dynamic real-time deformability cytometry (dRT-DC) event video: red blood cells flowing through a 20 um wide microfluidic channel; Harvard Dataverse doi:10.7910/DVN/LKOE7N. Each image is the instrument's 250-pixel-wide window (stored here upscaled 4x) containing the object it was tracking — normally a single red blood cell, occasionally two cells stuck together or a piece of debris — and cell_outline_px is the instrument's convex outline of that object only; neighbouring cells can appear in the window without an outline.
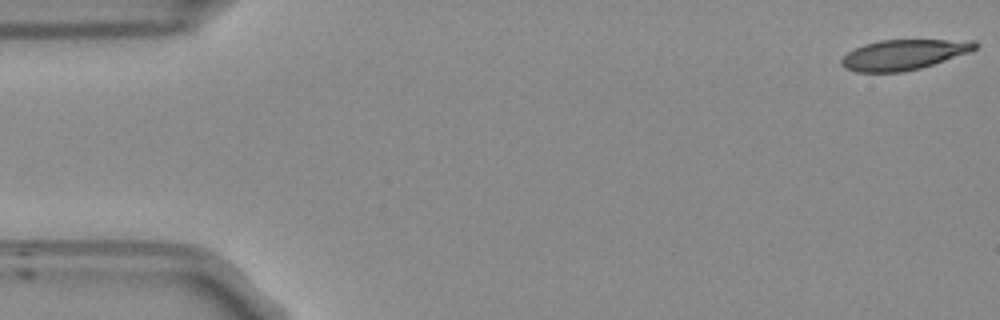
{"species": "Egyptian fruit bat (a non-hibernating species)", "species_latin": "Rousettus aegyptiacus", "temperature_condition": "room temperature", "stored_images_in_passage": 54, "camera_frame_rate_fps": 3000, "um_per_image_px": 0.085, "frame": {"image": 1, "passage_image": 1, "time_ms": 0.0, "image_size_px": [1000, 320], "cell_outline_px": [[980, 44], [972, 52], [920, 68], [900, 72], [856, 72], [844, 68], [840, 64], [840, 60], [848, 52], [864, 44], [880, 40], [972, 40]], "centroid_in_image_um": [76.83, 4.64], "position_along_channel_um": 8.2, "area_um2": 23.64}}
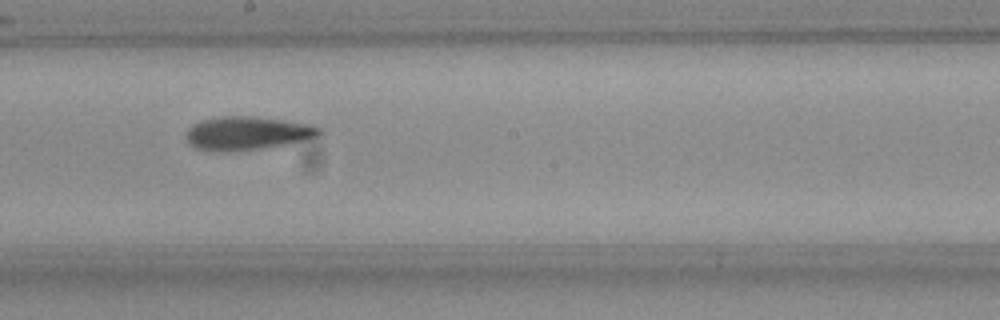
{"frame": {"image": 2, "passage_image": 29, "time_ms": 9.333, "image_size_px": [1000, 320], "cell_outline_px": [[324, 132], [320, 136], [284, 144], [256, 148], [216, 152], [196, 148], [188, 144], [184, 136], [184, 132], [192, 124], [200, 120], [220, 116], [252, 116], [312, 124], [324, 128]], "centroid_in_image_um": [20.98, 11.3], "position_along_channel_um": 227.2, "area_um2": 26.07}}
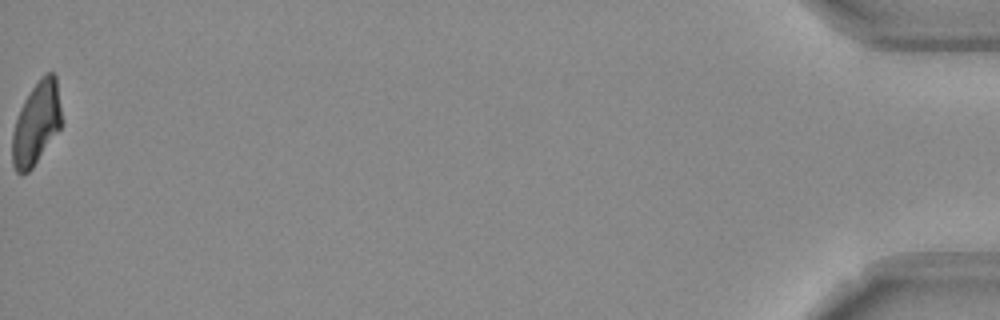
{"frame": {"image": 3, "passage_image": 54, "time_ms": 17.667, "image_size_px": [1000, 320], "cell_outline_px": [[60, 128], [32, 168], [28, 172], [20, 176], [16, 172], [12, 164], [12, 132], [20, 108], [24, 100], [40, 76], [44, 72], [52, 72], [56, 76], [60, 108]], "centroid_in_image_um": [3.06, 10.49], "position_along_channel_um": 432.1, "area_um2": 23.58}, "authors_computed_cell_mechanics": {"area_um2": 25.721, "velocity_mm_per_s": 3.7368, "shape_relaxation_time_tau1_ms": 8.9201, "shape_relaxation_time_tau2_ms": 4.7905, "deformation_change_tau1": 0.2212, "deformation_change_tau2": 0.1398}}